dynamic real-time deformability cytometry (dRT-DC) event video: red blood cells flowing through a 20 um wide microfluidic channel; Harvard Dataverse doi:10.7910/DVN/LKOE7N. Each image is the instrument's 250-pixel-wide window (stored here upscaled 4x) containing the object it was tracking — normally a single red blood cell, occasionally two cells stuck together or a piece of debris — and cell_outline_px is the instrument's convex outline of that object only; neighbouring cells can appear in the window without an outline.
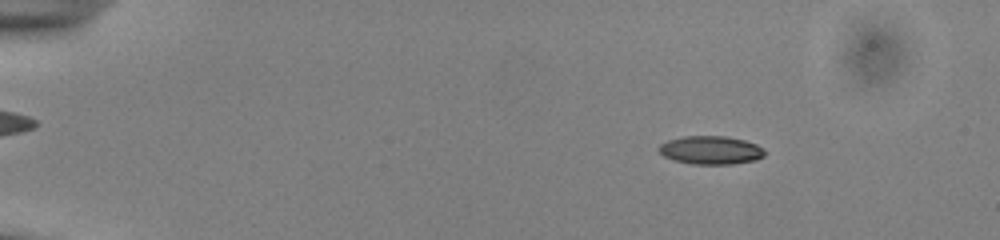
{"species": "common noctule bat (a hibernating species)", "species_latin": "Nyctalus noctula", "temperature_condition": "cold", "stored_images_in_passage": 55, "camera_frame_rate_fps": 3000, "um_per_image_px": 0.085, "animal": {"sex": "male", "body_mass_g": 13.0, "forearm_length_mm": 53.1}, "frame": {"image": 1, "passage_image": 9, "time_ms": 2.667, "image_size_px": [1000, 240], "cell_outline_px": [[764, 156], [756, 160], [732, 164], [692, 164], [672, 160], [664, 156], [656, 148], [660, 144], [668, 140], [684, 136], [728, 136], [744, 140], [756, 144], [764, 148]], "centroid_in_image_um": [60.4, 12.76], "position_along_channel_um": 24.6, "area_um2": 17.63}}
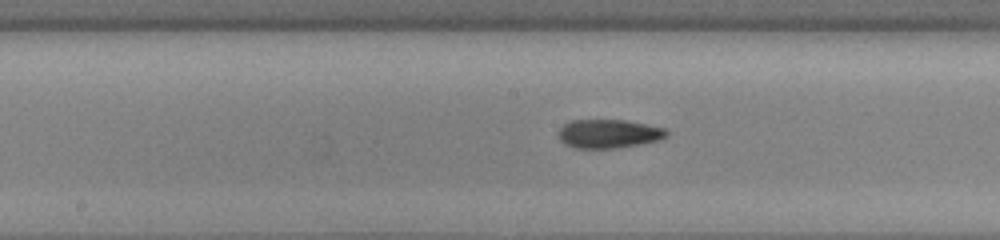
{"frame": {"image": 2, "passage_image": 30, "time_ms": 9.667, "image_size_px": [1000, 240], "cell_outline_px": [[668, 136], [660, 140], [640, 144], [616, 148], [576, 148], [564, 144], [560, 140], [560, 128], [564, 124], [572, 120], [624, 120], [664, 128], [668, 132]], "centroid_in_image_um": [51.75, 11.37], "position_along_channel_um": 196.5, "area_um2": 17.98}}
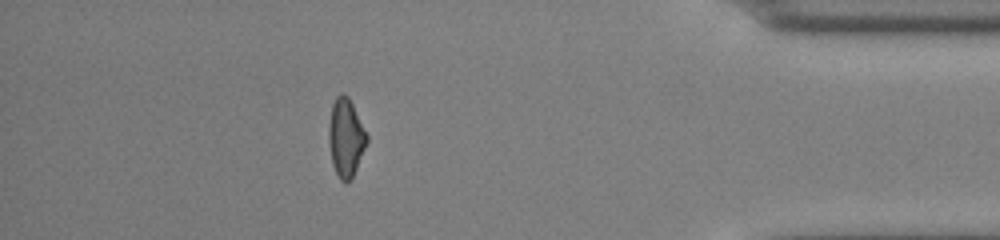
{"frame": {"image": 3, "passage_image": 49, "time_ms": 16.0, "image_size_px": [1000, 240], "cell_outline_px": [[368, 140], [356, 168], [352, 176], [344, 184], [340, 180], [332, 164], [328, 144], [328, 128], [332, 104], [336, 96], [340, 92], [344, 92], [348, 96], [368, 136]], "centroid_in_image_um": [29.36, 11.67], "position_along_channel_um": 405.8, "area_um2": 17.28}, "authors_computed_cell_mechanics": {"area_um2": 17.5712, "velocity_mm_per_s": 3.8857, "shape_relaxation_time_tau1_ms": null, "shape_relaxation_time_tau2_ms": 2.2411, "deformation_change_tau1": null, "deformation_change_tau2": 0.0779}}